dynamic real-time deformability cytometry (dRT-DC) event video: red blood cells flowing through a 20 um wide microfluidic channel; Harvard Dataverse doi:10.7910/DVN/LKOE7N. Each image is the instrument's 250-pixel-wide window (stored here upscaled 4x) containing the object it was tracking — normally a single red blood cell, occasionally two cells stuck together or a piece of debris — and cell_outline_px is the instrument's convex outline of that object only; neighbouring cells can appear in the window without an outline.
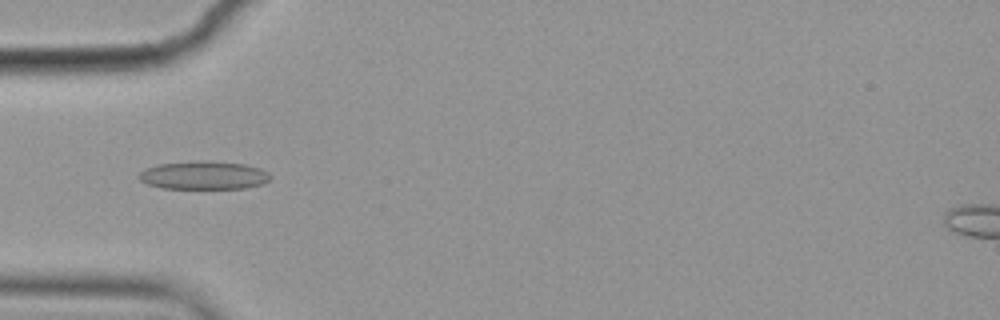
{"species": "common noctule bat (a hibernating species)", "species_latin": "Nyctalus noctula", "temperature_condition": "cold", "stored_images_in_passage": 57, "camera_frame_rate_fps": 3000, "um_per_image_px": 0.085, "animal": {"sex": "female", "body_mass_g": 19.9}, "frame": {"image": 1, "passage_image": 18, "time_ms": 5.667, "image_size_px": [1000, 320], "cell_outline_px": [[272, 176], [264, 184], [244, 188], [160, 188], [148, 184], [140, 180], [136, 176], [144, 168], [160, 164], [188, 160], [200, 160], [244, 164], [260, 168], [268, 172]], "centroid_in_image_um": [17.29, 14.89], "position_along_channel_um": 67.7, "area_um2": 21.85}}
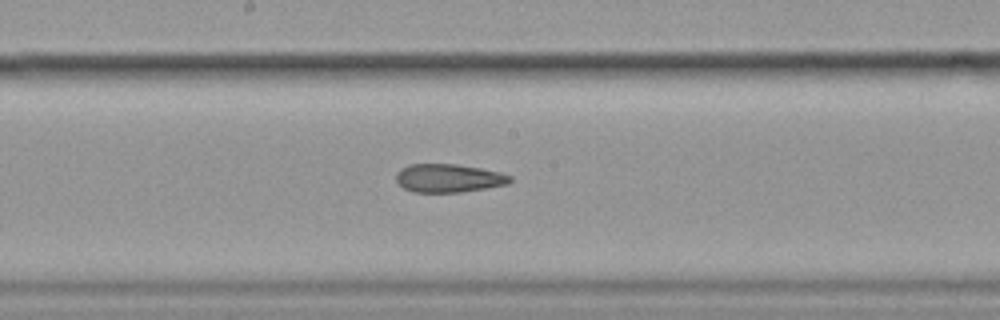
{"frame": {"image": 2, "passage_image": 30, "time_ms": 9.667, "image_size_px": [1000, 320], "cell_outline_px": [[512, 180], [508, 184], [460, 192], [412, 192], [404, 188], [396, 180], [396, 172], [400, 168], [408, 164], [456, 164], [480, 168], [500, 172], [512, 176]], "centroid_in_image_um": [38.11, 15.13], "position_along_channel_um": 210.1, "area_um2": 18.84}}
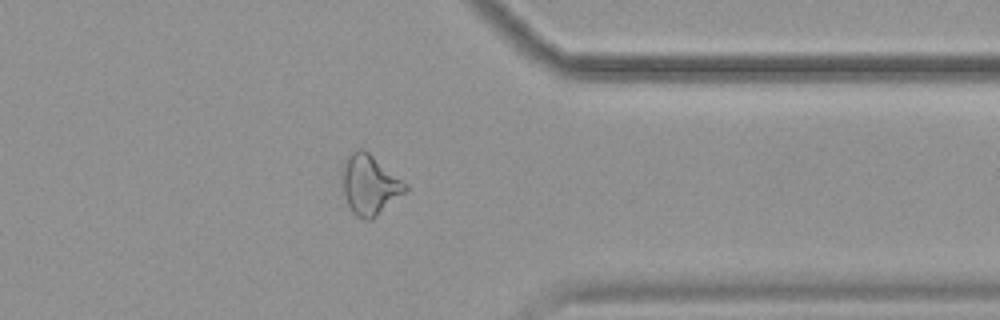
{"frame": {"image": 3, "passage_image": 45, "time_ms": 14.667, "image_size_px": [1000, 320], "cell_outline_px": [[408, 188], [404, 192], [372, 220], [368, 220], [356, 216], [352, 212], [348, 204], [344, 192], [340, 168], [344, 160], [352, 152], [360, 148], [364, 148], [408, 184]], "centroid_in_image_um": [31.4, 15.67], "position_along_channel_um": 380.0, "area_um2": 22.02}, "authors_computed_cell_mechanics": {"area_um2": 20.7502, "velocity_mm_per_s": 3.5651, "shape_relaxation_time_tau1_ms": null, "shape_relaxation_time_tau2_ms": 4.0789, "deformation_change_tau1": null, "deformation_change_tau2": 0.1376}}